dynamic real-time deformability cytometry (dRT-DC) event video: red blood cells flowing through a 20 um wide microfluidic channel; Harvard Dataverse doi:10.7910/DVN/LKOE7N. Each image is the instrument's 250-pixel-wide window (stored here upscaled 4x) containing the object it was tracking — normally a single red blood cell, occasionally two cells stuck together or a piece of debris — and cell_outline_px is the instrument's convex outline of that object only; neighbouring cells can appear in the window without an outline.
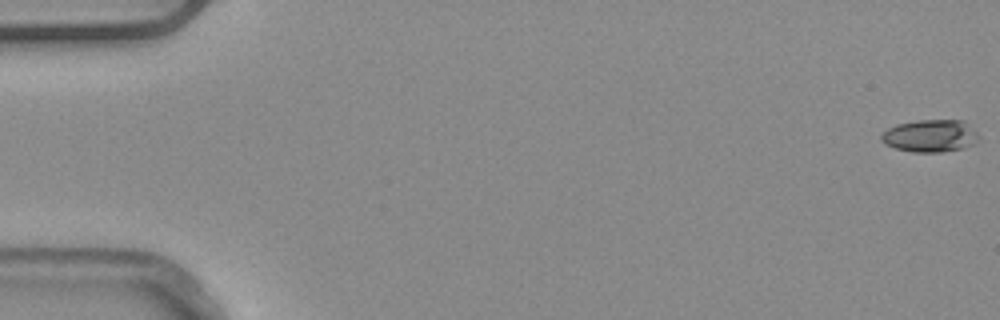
{"species": "common noctule bat (a hibernating species)", "species_latin": "Nyctalus noctula", "temperature_condition": "warm", "stored_images_in_passage": 3, "camera_frame_rate_fps": 3000, "um_per_image_px": 0.085, "animal": {"sex": "male", "body_mass_g": 20.4}, "frame": {"image": 1, "passage_image": 1, "time_ms": 0.0, "image_size_px": [1000, 320], "cell_outline_px": [[980, 136], [976, 144], [964, 148], [944, 152], [912, 152], [896, 148], [884, 144], [880, 140], [880, 136], [888, 128], [896, 124], [920, 120], [964, 120]], "centroid_in_image_um": [79.09, 11.55], "position_along_channel_um": 5.9, "area_um2": 18.61}}